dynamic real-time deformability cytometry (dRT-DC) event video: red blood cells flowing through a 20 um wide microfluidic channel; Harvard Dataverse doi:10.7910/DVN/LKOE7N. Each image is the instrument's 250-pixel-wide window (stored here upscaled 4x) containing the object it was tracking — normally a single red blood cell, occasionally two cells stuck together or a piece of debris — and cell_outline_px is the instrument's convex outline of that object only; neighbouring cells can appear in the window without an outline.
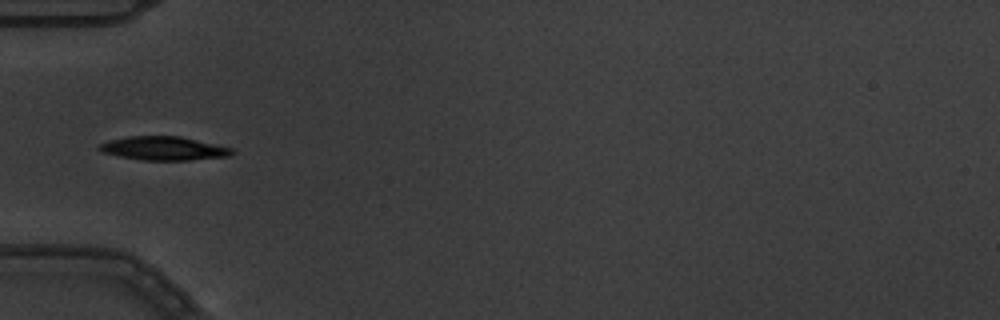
{"species": "common noctule bat (a hibernating species)", "species_latin": "Nyctalus noctula", "temperature_condition": "warm", "stored_images_in_passage": 8, "camera_frame_rate_fps": 3000, "um_per_image_px": 0.085, "animal": {"sex": "male", "body_mass_g": 19.5, "forearm_length_mm": 54.6}, "frame": {"image": 1, "passage_image": 2, "time_ms": 0.333, "image_size_px": [1000, 320], "cell_outline_px": [[236, 152], [232, 156], [188, 160], [144, 160], [120, 156], [100, 152], [96, 148], [100, 144], [108, 140], [128, 136], [180, 136], [216, 144], [232, 148]], "centroid_in_image_um": [13.92, 12.61], "position_along_channel_um": 71.1, "area_um2": 18.44}}
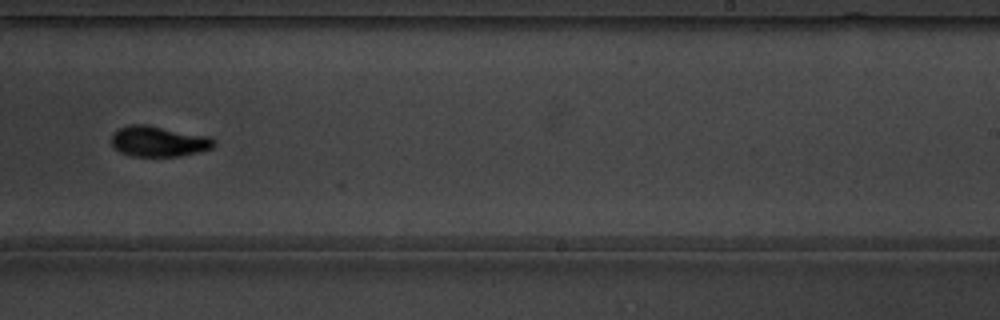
{"frame": {"image": 2, "passage_image": 7, "time_ms": 2.0, "image_size_px": [1000, 320], "cell_outline_px": [[216, 144], [212, 148], [180, 156], [132, 156], [120, 152], [112, 144], [112, 136], [120, 128], [128, 124], [148, 124], [212, 136], [216, 140]], "centroid_in_image_um": [13.54, 11.99], "position_along_channel_um": 275.5, "area_um2": 18.44}}
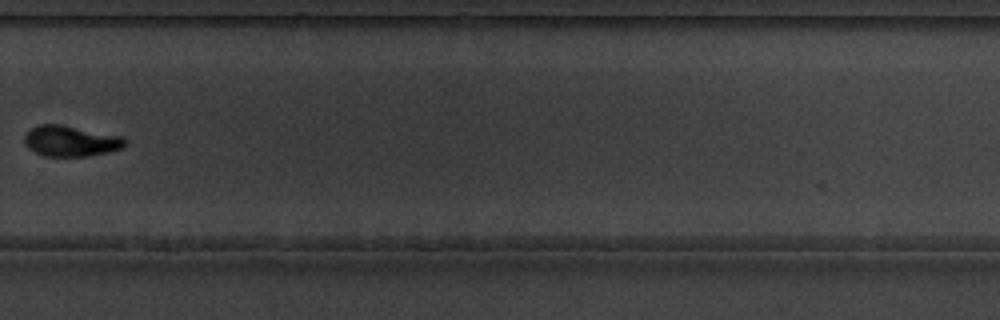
{"frame": {"image": 3, "passage_image": 8, "time_ms": 2.333, "image_size_px": [1000, 320], "cell_outline_px": [[128, 144], [124, 148], [108, 152], [88, 156], [44, 156], [28, 148], [24, 140], [24, 136], [32, 128], [40, 124], [64, 124], [120, 136], [128, 140]], "centroid_in_image_um": [6.06, 11.98], "position_along_channel_um": 323.7, "area_um2": 18.15}}